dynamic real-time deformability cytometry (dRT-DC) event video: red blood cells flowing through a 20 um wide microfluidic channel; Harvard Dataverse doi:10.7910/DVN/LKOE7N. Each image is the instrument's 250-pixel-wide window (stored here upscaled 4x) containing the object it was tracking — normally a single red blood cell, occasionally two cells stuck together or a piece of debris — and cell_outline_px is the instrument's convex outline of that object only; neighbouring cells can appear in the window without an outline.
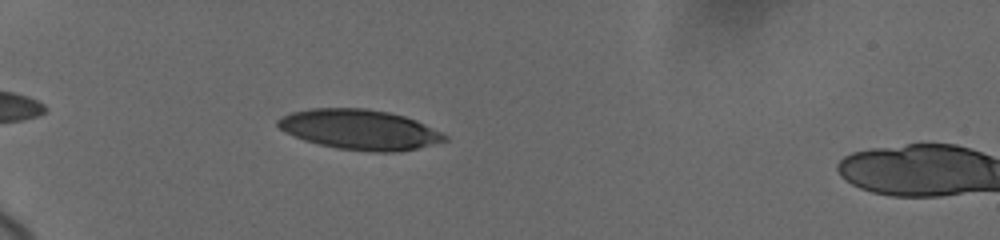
{"species": "human", "species_latin": "Homo sapiens", "temperature_condition": "cold", "stored_images_in_passage": 4, "camera_frame_rate_fps": 3000, "um_per_image_px": 0.085, "donor": {"sex": "female"}, "frame": {"image": 1, "passage_image": 3, "time_ms": 1.333, "image_size_px": [1000, 240], "cell_outline_px": [[448, 140], [400, 152], [372, 152], [336, 148], [304, 140], [284, 132], [276, 124], [276, 120], [292, 112], [312, 108], [364, 108], [388, 112], [404, 116], [416, 120], [448, 136]], "centroid_in_image_um": [30.56, 11.01], "position_along_channel_um": 54.4, "area_um2": 38.78}}